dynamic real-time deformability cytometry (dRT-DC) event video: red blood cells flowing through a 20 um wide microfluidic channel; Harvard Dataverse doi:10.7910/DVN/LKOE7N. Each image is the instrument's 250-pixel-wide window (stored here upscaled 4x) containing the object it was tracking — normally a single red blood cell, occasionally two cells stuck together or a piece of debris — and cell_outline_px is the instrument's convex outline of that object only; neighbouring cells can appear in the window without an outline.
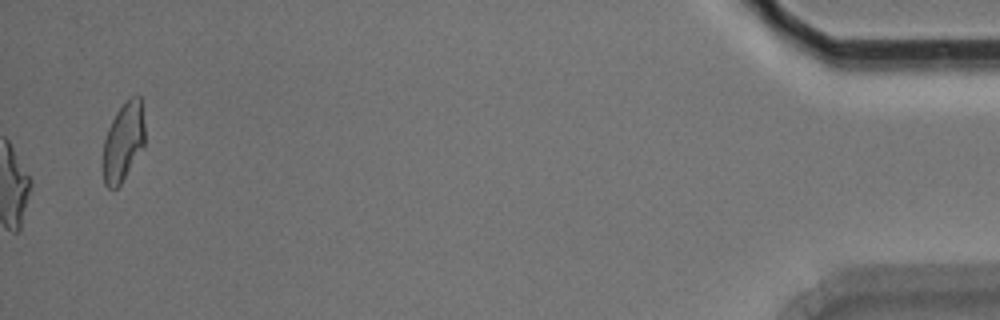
{"species": "Egyptian fruit bat (a non-hibernating species)", "species_latin": "Rousettus aegyptiacus", "temperature_condition": "room temperature", "stored_images_in_passage": 11, "camera_frame_rate_fps": 3000, "um_per_image_px": 0.085, "animal": {"sex": "male"}, "frame": {"image": 1, "passage_image": 11, "time_ms": 3.333, "image_size_px": [1000, 320], "cell_outline_px": [[144, 144], [120, 184], [116, 188], [108, 188], [104, 184], [104, 140], [108, 128], [116, 112], [132, 96], [140, 96], [144, 124]], "centroid_in_image_um": [10.48, 12.04], "position_along_channel_um": 424.7, "area_um2": 18.5}}